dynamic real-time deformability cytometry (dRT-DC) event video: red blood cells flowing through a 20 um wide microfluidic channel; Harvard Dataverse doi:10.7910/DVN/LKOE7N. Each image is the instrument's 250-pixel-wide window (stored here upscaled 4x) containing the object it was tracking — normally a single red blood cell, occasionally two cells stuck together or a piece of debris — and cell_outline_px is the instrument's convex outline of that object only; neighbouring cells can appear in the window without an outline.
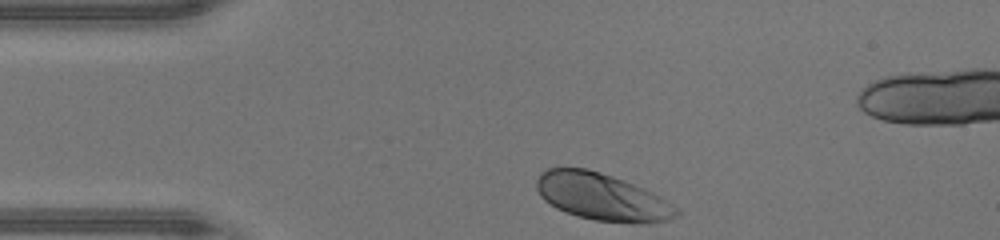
{"species": "human", "species_latin": "Homo sapiens", "temperature_condition": "warm", "stored_images_in_passage": 29, "camera_frame_rate_fps": 3000, "um_per_image_px": 0.085, "donor": {"sex": "male"}, "frame": {"image": 1, "passage_image": 1, "time_ms": 0.0, "image_size_px": [1000, 240], "cell_outline_px": [[680, 216], [668, 220], [596, 220], [576, 216], [564, 212], [556, 208], [544, 200], [540, 196], [536, 188], [536, 180], [540, 172], [548, 168], [588, 168], [624, 180], [644, 188], [660, 196], [676, 208], [680, 212]], "centroid_in_image_um": [51.08, 16.68], "position_along_channel_um": 33.9, "area_um2": 37.57}}
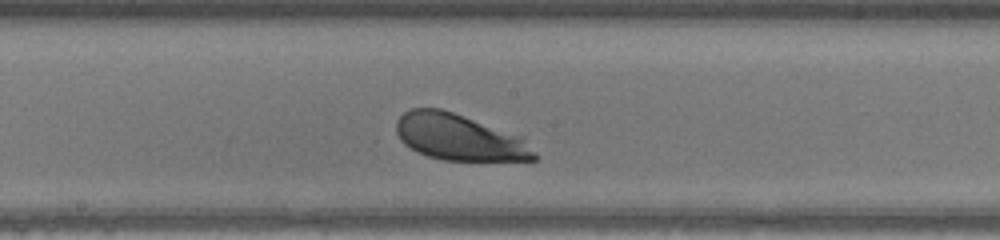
{"frame": {"image": 2, "passage_image": 16, "time_ms": 5.0, "image_size_px": [1000, 240], "cell_outline_px": [[536, 160], [444, 160], [428, 156], [416, 152], [404, 144], [400, 140], [396, 132], [396, 120], [404, 112], [412, 108], [440, 108], [524, 136], [536, 156]], "centroid_in_image_um": [39.02, 11.66], "position_along_channel_um": 209.2, "area_um2": 37.22}}
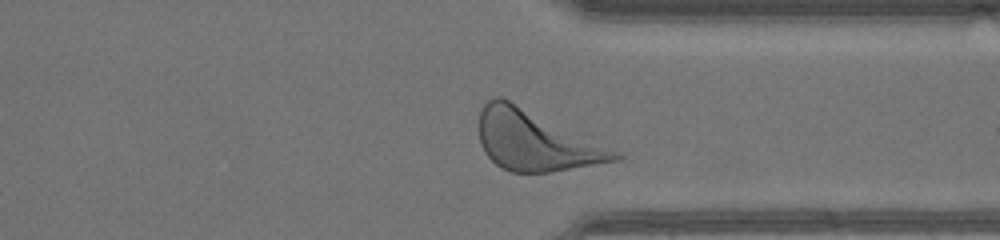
{"frame": {"image": 3, "passage_image": 27, "time_ms": 8.667, "image_size_px": [1000, 240], "cell_outline_px": [[624, 156], [620, 160], [548, 172], [512, 172], [500, 168], [484, 152], [480, 144], [480, 112], [484, 104], [488, 100], [496, 96], [500, 96]], "centroid_in_image_um": [45.43, 11.98], "position_along_channel_um": 366.0, "area_um2": 45.78}, "authors_computed_cell_mechanics": {"area_um2": 37.9168, "velocity_mm_per_s": 4.3168, "shape_relaxation_time_tau1_ms": 1.6689, "shape_relaxation_time_tau2_ms": null, "deformation_change_tau1": 0.1333, "deformation_change_tau2": null}}